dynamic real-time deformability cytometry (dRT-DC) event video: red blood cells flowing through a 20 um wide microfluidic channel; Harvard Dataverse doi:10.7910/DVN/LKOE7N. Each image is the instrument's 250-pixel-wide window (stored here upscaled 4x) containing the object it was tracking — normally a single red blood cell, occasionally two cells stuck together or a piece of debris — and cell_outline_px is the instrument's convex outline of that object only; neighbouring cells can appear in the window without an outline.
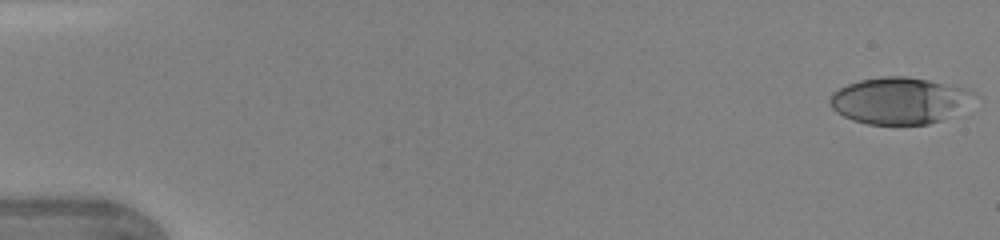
{"species": "human", "species_latin": "Homo sapiens", "temperature_condition": "warm", "stored_images_in_passage": 13, "camera_frame_rate_fps": 3000, "um_per_image_px": 0.085, "donor": {"sex": "female"}, "frame": {"image": 1, "passage_image": 1, "time_ms": 0.0, "image_size_px": [1000, 240], "cell_outline_px": [[972, 92], [940, 120], [928, 124], [868, 124], [852, 120], [836, 112], [832, 108], [828, 100], [832, 92], [848, 84], [860, 80], [880, 76], [908, 76], [972, 88]], "centroid_in_image_um": [76.26, 8.52], "position_along_channel_um": 8.7, "area_um2": 37.92}}
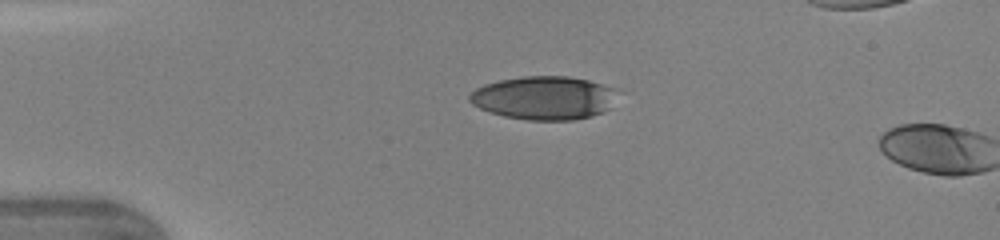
{"frame": {"image": 2, "passage_image": 11, "time_ms": 3.333, "image_size_px": [1000, 240], "cell_outline_px": [[616, 88], [608, 108], [604, 112], [592, 116], [572, 120], [528, 120], [504, 116], [480, 108], [472, 104], [468, 100], [468, 96], [476, 88], [484, 84], [500, 80], [524, 76], [568, 76], [588, 80]], "centroid_in_image_um": [46.21, 8.31], "position_along_channel_um": 38.8, "area_um2": 37.17}}